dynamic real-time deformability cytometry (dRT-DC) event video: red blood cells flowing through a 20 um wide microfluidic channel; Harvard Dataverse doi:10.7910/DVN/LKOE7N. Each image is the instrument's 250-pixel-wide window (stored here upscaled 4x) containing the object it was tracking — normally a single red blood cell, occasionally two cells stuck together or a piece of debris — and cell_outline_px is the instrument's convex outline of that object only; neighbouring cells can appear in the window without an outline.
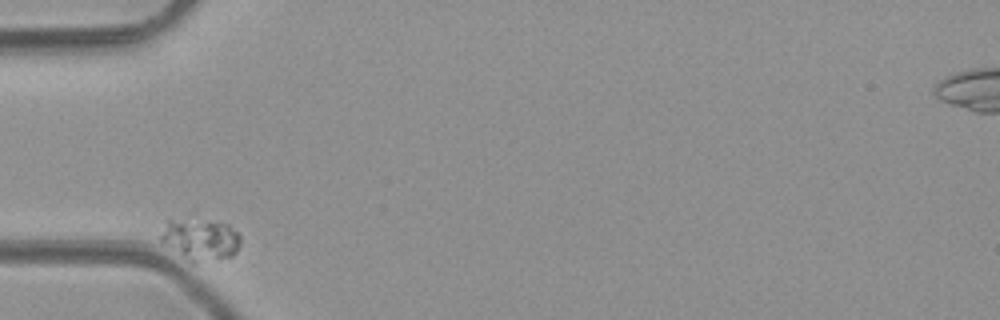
{"species": "common noctule bat (a hibernating species)", "species_latin": "Nyctalus noctula", "temperature_condition": "room temperature", "stored_images_in_passage": 2, "camera_frame_rate_fps": 3000, "um_per_image_px": 0.085, "animal": {"sex": "male", "body_mass_g": 23.1, "forearm_length_mm": 52.7}, "frame": {"image": 1, "passage_image": 1, "time_ms": 0.0, "image_size_px": [1000, 320], "cell_outline_px": [[240, 244], [236, 252], [232, 256], [196, 264], [192, 264], [160, 240], [160, 236], [168, 220], [192, 212], [220, 220], [228, 224], [240, 236]], "centroid_in_image_um": [17.03, 20.23], "position_along_channel_um": 68.0, "area_um2": 20.92}}